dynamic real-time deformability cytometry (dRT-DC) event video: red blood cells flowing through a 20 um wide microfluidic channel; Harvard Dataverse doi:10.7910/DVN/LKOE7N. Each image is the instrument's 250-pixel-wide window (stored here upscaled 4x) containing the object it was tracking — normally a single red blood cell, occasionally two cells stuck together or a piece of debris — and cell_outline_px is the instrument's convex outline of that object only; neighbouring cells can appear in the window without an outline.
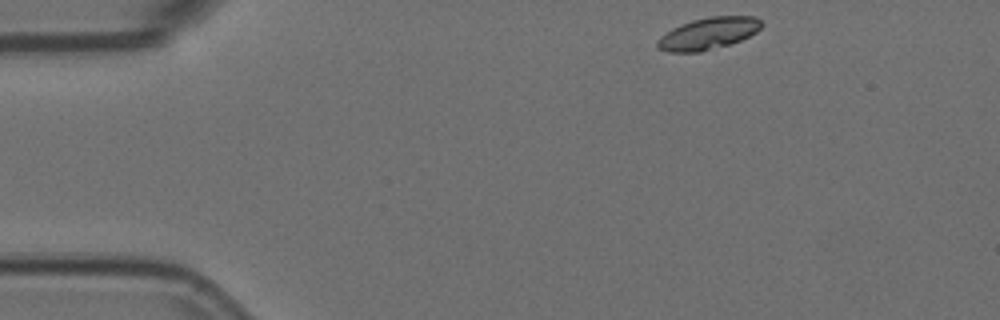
{"species": "Egyptian fruit bat (a non-hibernating species)", "species_latin": "Rousettus aegyptiacus", "temperature_condition": "room temperature", "stored_images_in_passage": 49, "camera_frame_rate_fps": 3000, "um_per_image_px": 0.085, "animal": {"sex": "female"}, "frame": {"image": 1, "passage_image": 1, "time_ms": 0.0, "image_size_px": [1000, 320], "cell_outline_px": [[764, 24], [756, 32], [740, 40], [728, 44], [700, 52], [668, 52], [656, 48], [656, 40], [660, 36], [672, 28], [680, 24], [692, 20], [708, 16], [756, 16]], "centroid_in_image_um": [60.17, 2.84], "position_along_channel_um": 24.8, "area_um2": 19.42}}
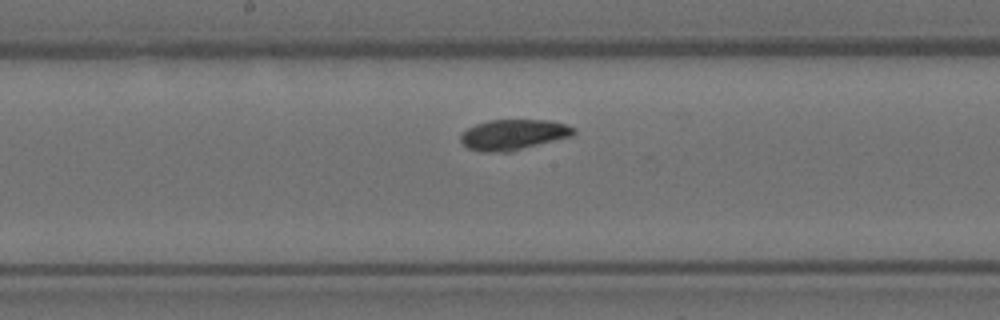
{"frame": {"image": 2, "passage_image": 22, "time_ms": 7.0, "image_size_px": [1000, 320], "cell_outline_px": [[576, 132], [572, 136], [512, 152], [480, 152], [468, 148], [460, 140], [460, 136], [468, 128], [476, 124], [488, 120], [552, 120], [568, 124], [576, 128]], "centroid_in_image_um": [43.69, 11.45], "position_along_channel_um": 204.5, "area_um2": 20.4}}
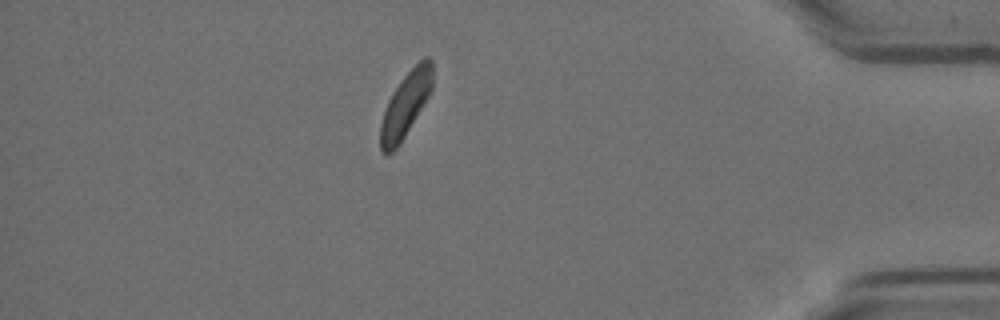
{"frame": {"image": 3, "passage_image": 42, "time_ms": 13.667, "image_size_px": [1000, 320], "cell_outline_px": [[432, 92], [400, 144], [388, 156], [384, 156], [380, 152], [380, 124], [388, 100], [392, 92], [400, 80], [424, 56], [428, 56], [432, 60]], "centroid_in_image_um": [34.47, 8.93], "position_along_channel_um": 400.7, "area_um2": 19.94}, "authors_computed_cell_mechanics": {"area_um2": 20.6924, "velocity_mm_per_s": 3.5762, "shape_relaxation_time_tau1_ms": null, "shape_relaxation_time_tau2_ms": 5.1789, "deformation_change_tau1": null, "deformation_change_tau2": 0.1003}}